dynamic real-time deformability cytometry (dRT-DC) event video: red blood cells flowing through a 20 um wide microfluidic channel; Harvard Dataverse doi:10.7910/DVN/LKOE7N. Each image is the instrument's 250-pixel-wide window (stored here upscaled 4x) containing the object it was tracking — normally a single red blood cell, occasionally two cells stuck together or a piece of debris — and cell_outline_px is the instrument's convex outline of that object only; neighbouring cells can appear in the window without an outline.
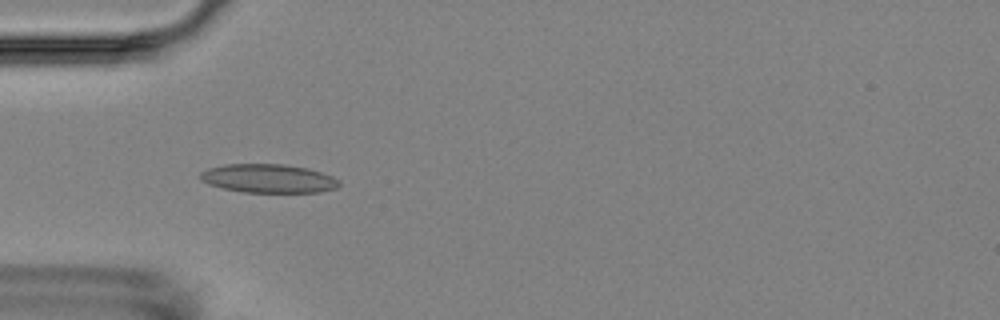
{"species": "Egyptian fruit bat (a non-hibernating species)", "species_latin": "Rousettus aegyptiacus", "temperature_condition": "room temperature", "stored_images_in_passage": 6, "camera_frame_rate_fps": 3000, "um_per_image_px": 0.085, "animal": {"sex": "female"}, "frame": {"image": 1, "passage_image": 5, "time_ms": 5.0, "image_size_px": [1000, 320], "cell_outline_px": [[340, 184], [336, 188], [320, 192], [244, 192], [224, 188], [208, 184], [200, 180], [200, 172], [208, 168], [224, 164], [284, 164], [308, 168], [332, 176], [340, 180]], "centroid_in_image_um": [22.81, 15.16], "position_along_channel_um": 62.2, "area_um2": 23.24}}